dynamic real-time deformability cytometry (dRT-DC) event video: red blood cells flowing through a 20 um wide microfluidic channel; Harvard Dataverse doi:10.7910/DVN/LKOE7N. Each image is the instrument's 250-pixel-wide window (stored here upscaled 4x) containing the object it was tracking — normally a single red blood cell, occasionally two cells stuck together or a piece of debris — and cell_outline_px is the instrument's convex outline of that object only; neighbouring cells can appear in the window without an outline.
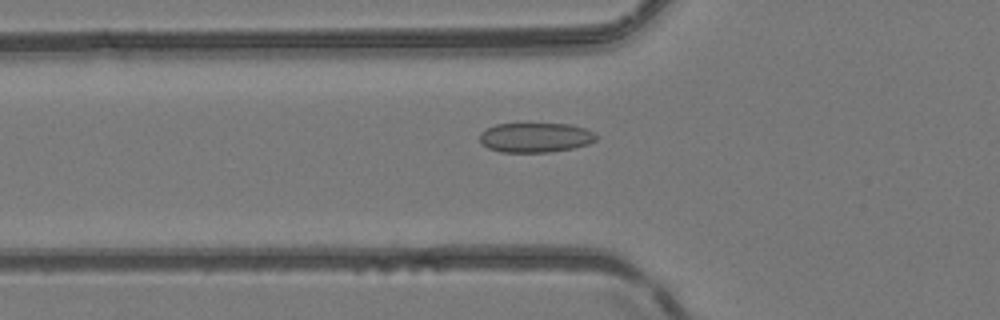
{"species": "common noctule bat (a hibernating species)", "species_latin": "Nyctalus noctula", "temperature_condition": "room temperature", "stored_images_in_passage": 50, "camera_frame_rate_fps": 3000, "um_per_image_px": 0.085, "animal": {"sex": "female", "body_mass_g": 24.6, "forearm_length_mm": 56.2}, "frame": {"image": 1, "passage_image": 18, "time_ms": 5.667, "image_size_px": [1000, 320], "cell_outline_px": [[600, 136], [596, 140], [588, 144], [572, 148], [548, 152], [500, 152], [488, 148], [480, 144], [480, 132], [496, 124], [572, 124], [584, 128]], "centroid_in_image_um": [45.51, 11.69], "position_along_channel_um": 80.3, "area_um2": 20.17}}
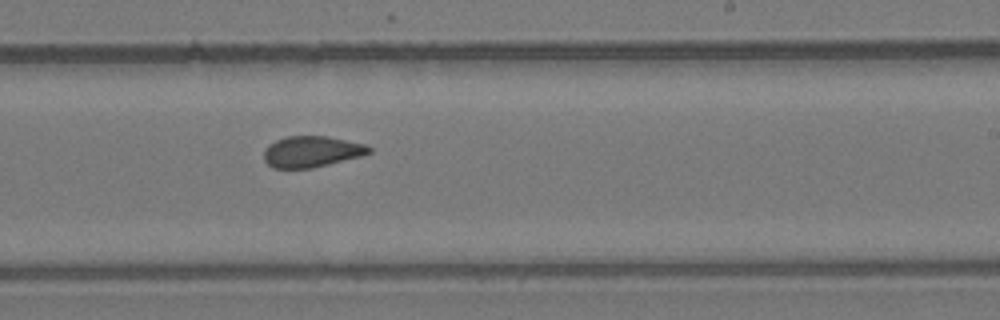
{"frame": {"image": 2, "passage_image": 31, "time_ms": 10.0, "image_size_px": [1000, 320], "cell_outline_px": [[372, 152], [360, 156], [312, 168], [272, 168], [264, 160], [264, 148], [268, 144], [276, 140], [288, 136], [328, 136], [368, 144], [372, 148]], "centroid_in_image_um": [26.5, 12.87], "position_along_channel_um": 262.5, "area_um2": 19.19}}
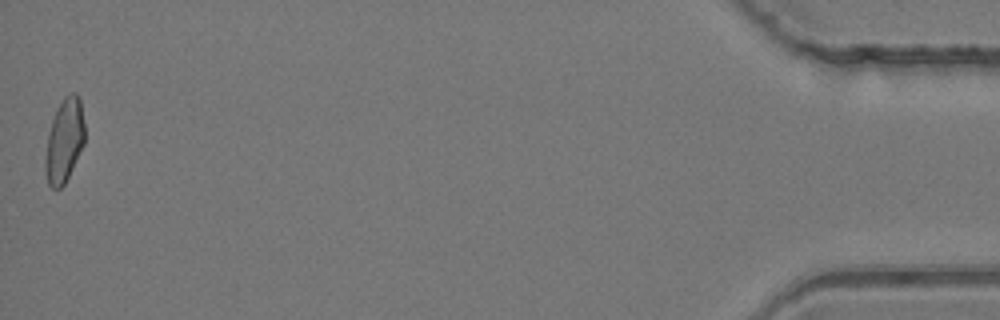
{"frame": {"image": 3, "passage_image": 50, "time_ms": 16.333, "image_size_px": [1000, 320], "cell_outline_px": [[84, 144], [64, 184], [60, 188], [52, 188], [48, 184], [44, 172], [44, 160], [48, 132], [56, 108], [64, 96], [72, 92], [76, 92], [80, 96], [84, 124]], "centroid_in_image_um": [5.45, 11.92], "position_along_channel_um": 429.7, "area_um2": 19.42}, "authors_computed_cell_mechanics": {"area_um2": 19.7098, "velocity_mm_per_s": 4.1907, "shape_relaxation_time_tau1_ms": null, "shape_relaxation_time_tau2_ms": 1.4084, "deformation_change_tau1": null, "deformation_change_tau2": 0.0663}}